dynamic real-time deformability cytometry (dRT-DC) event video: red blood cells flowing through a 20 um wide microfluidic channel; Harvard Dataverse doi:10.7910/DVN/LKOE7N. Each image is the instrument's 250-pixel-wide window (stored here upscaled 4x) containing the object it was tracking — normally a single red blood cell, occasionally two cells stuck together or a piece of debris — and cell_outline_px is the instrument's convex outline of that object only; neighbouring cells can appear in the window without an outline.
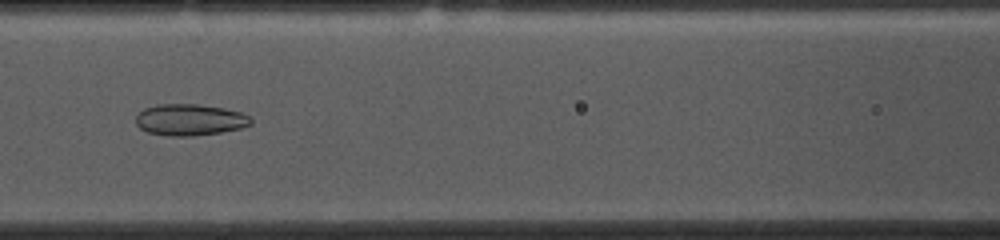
{"species": "common noctule bat (a hibernating species)", "species_latin": "Nyctalus noctula", "temperature_condition": "cold", "stored_images_in_passage": 53, "camera_frame_rate_fps": 3000, "um_per_image_px": 0.085, "animal": {"sex": "female", "body_mass_g": 10.0, "forearm_length_mm": 53.1}, "frame": {"image": 1, "passage_image": 22, "time_ms": 7.0, "image_size_px": [1000, 240], "cell_outline_px": [[252, 124], [240, 128], [220, 132], [192, 136], [168, 136], [148, 132], [140, 128], [136, 124], [136, 116], [144, 108], [156, 104], [196, 104], [224, 108], [240, 112], [248, 116], [252, 120]], "centroid_in_image_um": [16.11, 10.18], "position_along_channel_um": 150.5, "area_um2": 21.04}}
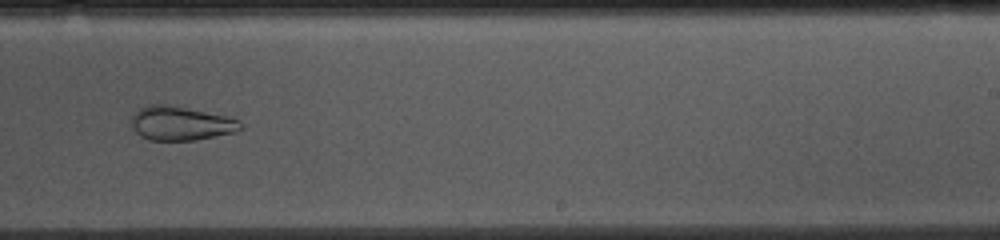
{"frame": {"image": 2, "passage_image": 32, "time_ms": 10.333, "image_size_px": [1000, 240], "cell_outline_px": [[244, 128], [236, 132], [196, 140], [148, 140], [140, 136], [132, 128], [132, 116], [140, 108], [148, 104], [168, 104], [224, 116], [240, 120], [244, 124]], "centroid_in_image_um": [15.38, 10.49], "position_along_channel_um": 273.6, "area_um2": 21.68}}
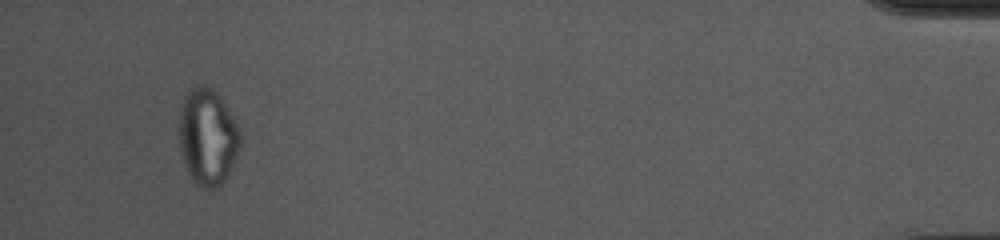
{"frame": {"image": 3, "passage_image": 50, "time_ms": 16.333, "image_size_px": [1000, 240], "cell_outline_px": [[240, 148], [228, 176], [216, 188], [200, 188], [196, 184], [188, 172], [180, 148], [180, 112], [184, 96], [192, 88], [200, 84], [204, 84], [212, 88], [220, 96], [236, 120], [240, 128]], "centroid_in_image_um": [17.68, 11.62], "position_along_channel_um": 417.5, "area_um2": 34.39}, "authors_computed_cell_mechanics": {"area_um2": 26.9926, "velocity_mm_per_s": 3.7111, "shape_relaxation_time_tau1_ms": null, "shape_relaxation_time_tau2_ms": 2.0884, "deformation_change_tau1": null, "deformation_change_tau2": 0.0754}}